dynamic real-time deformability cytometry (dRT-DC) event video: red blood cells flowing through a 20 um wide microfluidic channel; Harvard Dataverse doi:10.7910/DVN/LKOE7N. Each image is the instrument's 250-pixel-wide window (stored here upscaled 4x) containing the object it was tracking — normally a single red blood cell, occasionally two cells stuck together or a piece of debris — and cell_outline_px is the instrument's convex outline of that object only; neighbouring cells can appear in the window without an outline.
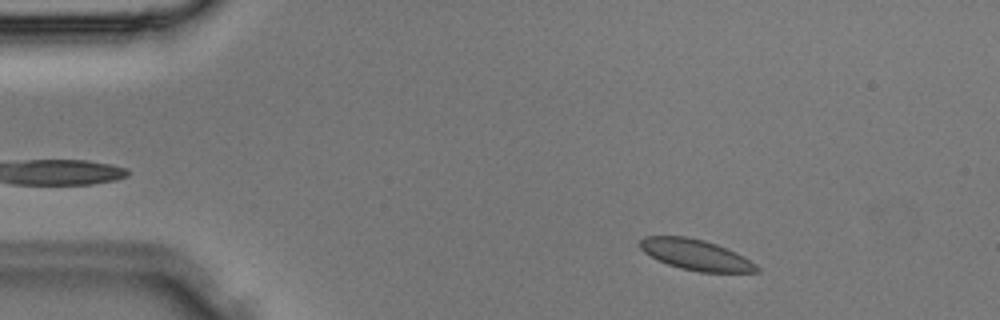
{"species": "Egyptian fruit bat (a non-hibernating species)", "species_latin": "Rousettus aegyptiacus", "temperature_condition": "room temperature", "stored_images_in_passage": 34, "camera_frame_rate_fps": 3000, "um_per_image_px": 0.085, "animal": {"sex": "male"}, "frame": {"image": 1, "passage_image": 3, "time_ms": 0.667, "image_size_px": [1000, 320], "cell_outline_px": [[760, 272], [700, 272], [680, 268], [668, 264], [644, 252], [640, 248], [640, 240], [644, 236], [684, 236], [704, 240], [716, 244], [744, 256], [756, 264], [760, 268]], "centroid_in_image_um": [59.17, 21.65], "position_along_channel_um": 25.8, "area_um2": 20.69}}
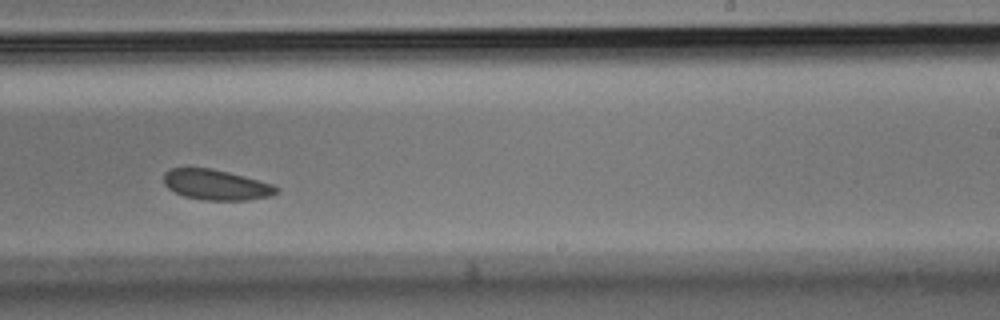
{"frame": {"image": 2, "passage_image": 20, "time_ms": 6.333, "image_size_px": [1000, 320], "cell_outline_px": [[280, 188], [276, 192], [268, 196], [248, 200], [204, 200], [184, 196], [168, 188], [164, 184], [164, 172], [172, 168], [212, 168], [244, 176], [272, 184]], "centroid_in_image_um": [18.35, 15.7], "position_along_channel_um": 270.7, "area_um2": 19.77}}
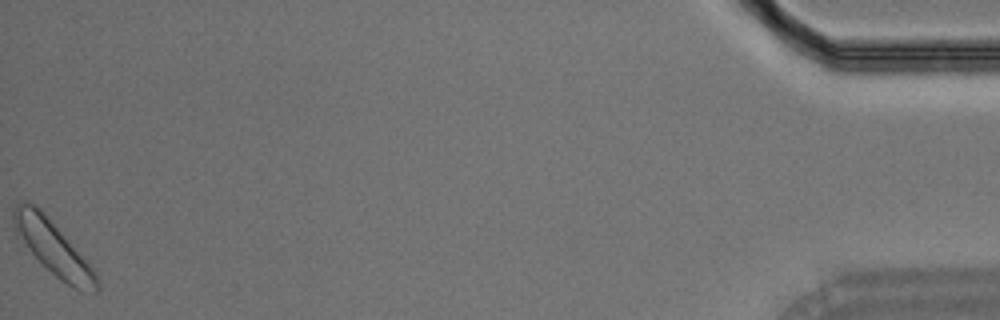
{"frame": {"image": 3, "passage_image": 34, "time_ms": 11.0, "image_size_px": [1000, 320], "cell_outline_px": [[100, 288], [96, 292], [92, 292], [72, 288], [60, 280], [32, 252], [16, 232], [12, 220], [12, 208], [20, 200], [24, 200], [36, 204], [48, 216], [96, 268], [100, 280]], "centroid_in_image_um": [4.6, 21.04], "position_along_channel_um": 430.6, "area_um2": 26.53}}